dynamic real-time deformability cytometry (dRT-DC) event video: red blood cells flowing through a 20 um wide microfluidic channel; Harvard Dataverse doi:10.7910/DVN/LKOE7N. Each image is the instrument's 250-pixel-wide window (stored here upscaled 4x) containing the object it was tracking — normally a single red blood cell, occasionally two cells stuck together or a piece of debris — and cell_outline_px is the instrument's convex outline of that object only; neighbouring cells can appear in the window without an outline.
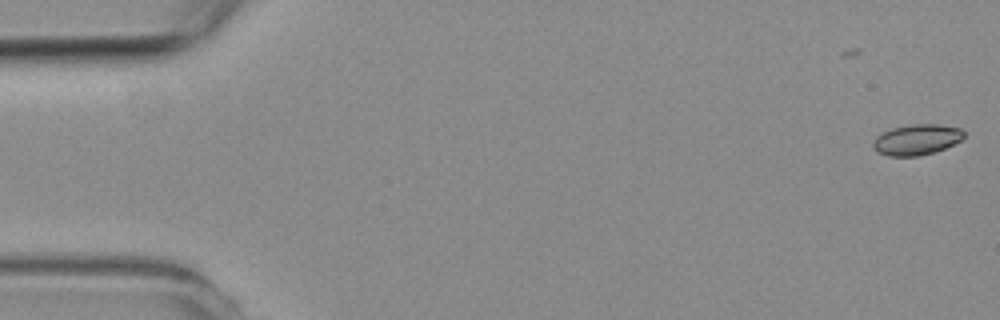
{"species": "common noctule bat (a hibernating species)", "species_latin": "Nyctalus noctula", "temperature_condition": "room temperature", "stored_images_in_passage": 6, "camera_frame_rate_fps": 3000, "um_per_image_px": 0.085, "animal": {"sex": "female", "body_mass_g": 19.3, "forearm_length_mm": 54.1}, "frame": {"image": 1, "passage_image": 1, "time_ms": 0.0, "image_size_px": [1000, 320], "cell_outline_px": [[964, 136], [960, 140], [944, 148], [932, 152], [916, 156], [888, 156], [876, 152], [872, 144], [876, 136], [880, 132], [892, 128], [912, 124], [936, 124], [960, 128], [964, 132]], "centroid_in_image_um": [77.86, 11.86], "position_along_channel_um": 7.1, "area_um2": 16.13}}
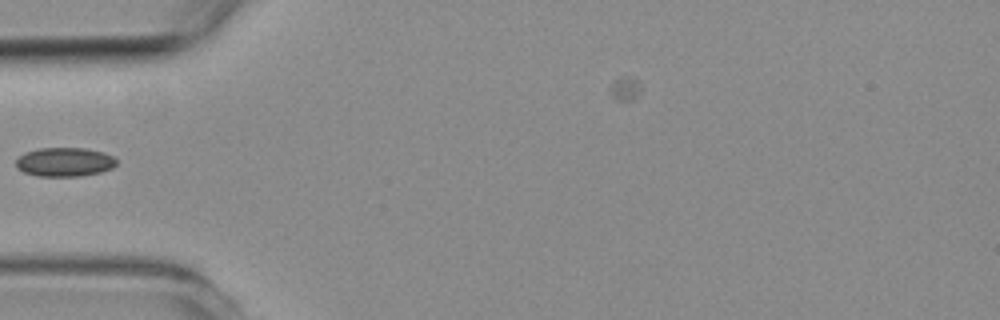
{"frame": {"image": 2, "passage_image": 5, "time_ms": 5.667, "image_size_px": [1000, 320], "cell_outline_px": [[116, 164], [112, 168], [100, 172], [80, 176], [36, 176], [24, 172], [16, 168], [16, 160], [24, 152], [40, 148], [84, 148], [100, 152], [112, 156], [116, 160]], "centroid_in_image_um": [5.45, 13.77], "position_along_channel_um": 79.6, "area_um2": 16.88}}
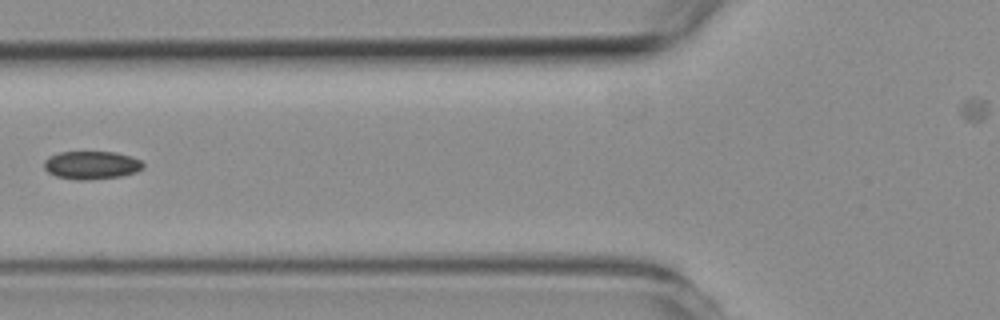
{"frame": {"image": 3, "passage_image": 6, "time_ms": 6.667, "image_size_px": [1000, 320], "cell_outline_px": [[144, 168], [136, 172], [120, 176], [88, 180], [76, 180], [56, 176], [48, 172], [44, 168], [44, 160], [48, 156], [60, 152], [116, 152], [132, 156], [140, 160], [144, 164]], "centroid_in_image_um": [7.78, 14.03], "position_along_channel_um": 118.0, "area_um2": 16.36}}